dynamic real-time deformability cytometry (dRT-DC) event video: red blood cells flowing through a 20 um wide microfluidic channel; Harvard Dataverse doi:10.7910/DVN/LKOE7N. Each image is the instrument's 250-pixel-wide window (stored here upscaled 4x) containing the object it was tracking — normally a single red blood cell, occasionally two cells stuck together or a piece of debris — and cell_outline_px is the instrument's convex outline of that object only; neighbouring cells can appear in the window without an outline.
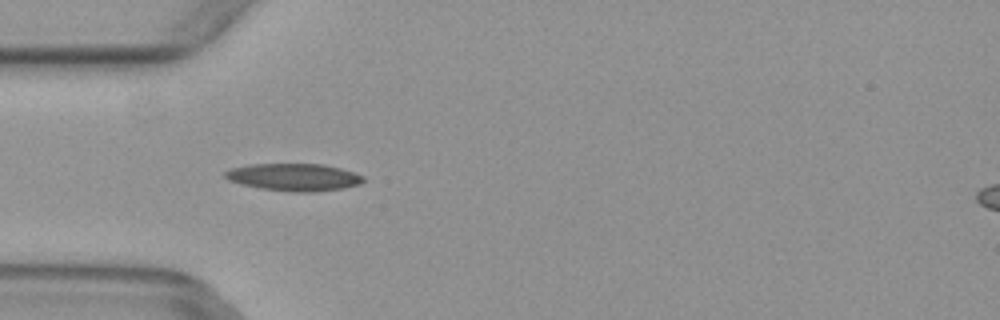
{"species": "common noctule bat (a hibernating species)", "species_latin": "Nyctalus noctula", "temperature_condition": "warm", "stored_images_in_passage": 5, "camera_frame_rate_fps": 3000, "um_per_image_px": 0.085, "animal": {"sex": "female", "body_mass_g": 29.2, "forearm_length_mm": 56.3}, "frame": {"image": 1, "passage_image": 4, "time_ms": 1.0, "image_size_px": [1000, 320], "cell_outline_px": [[364, 180], [360, 184], [344, 188], [312, 192], [292, 192], [260, 188], [240, 184], [228, 180], [224, 176], [224, 172], [232, 168], [248, 164], [324, 164], [340, 168], [364, 176]], "centroid_in_image_um": [24.97, 15.06], "position_along_channel_um": 60.0, "area_um2": 22.08}}
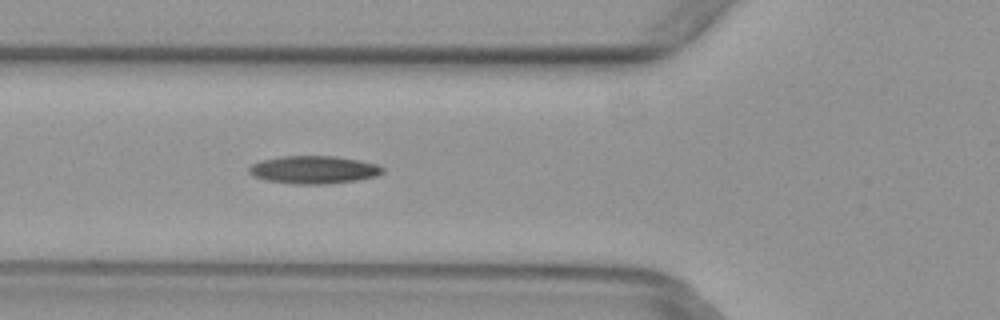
{"frame": {"image": 2, "passage_image": 5, "time_ms": 1.333, "image_size_px": [1000, 320], "cell_outline_px": [[384, 172], [376, 176], [356, 180], [324, 184], [292, 184], [264, 180], [252, 176], [248, 172], [248, 168], [252, 164], [260, 160], [280, 156], [336, 156], [360, 160], [380, 164], [384, 168]], "centroid_in_image_um": [26.65, 14.42], "position_along_channel_um": 99.1, "area_um2": 21.96}}